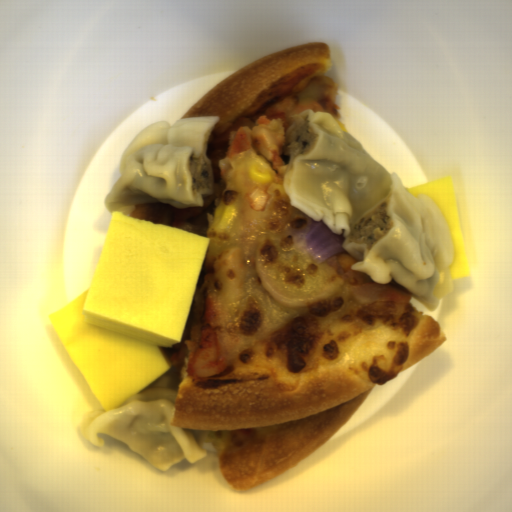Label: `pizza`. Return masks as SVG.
Listing matches in <instances>:
<instances>
[{"mask_svg": "<svg viewBox=\"0 0 512 512\" xmlns=\"http://www.w3.org/2000/svg\"><path fill=\"white\" fill-rule=\"evenodd\" d=\"M256 165L269 185L248 176ZM220 204L237 208L223 232L213 226L201 271L208 275L226 365L199 380L188 357L170 361L179 373L171 426L210 442L232 489L267 483L330 439L374 387L414 366L446 337L412 302L362 303L328 264L297 250L315 220L291 205L284 177L250 150L218 161ZM270 194L254 211L248 192ZM256 249L276 284L294 293L328 290V300L287 307L270 298L255 270Z\"/></svg>", "mask_w": 512, "mask_h": 512, "instance_id": "1", "label": "pizza"}, {"mask_svg": "<svg viewBox=\"0 0 512 512\" xmlns=\"http://www.w3.org/2000/svg\"><path fill=\"white\" fill-rule=\"evenodd\" d=\"M330 72L328 43L306 42L285 48L226 77L183 117L218 116L215 129L240 117L247 116L255 123L266 115L287 127L297 113L321 111L346 131L334 99L338 85Z\"/></svg>", "mask_w": 512, "mask_h": 512, "instance_id": "2", "label": "pizza"}, {"mask_svg": "<svg viewBox=\"0 0 512 512\" xmlns=\"http://www.w3.org/2000/svg\"><path fill=\"white\" fill-rule=\"evenodd\" d=\"M128 217L154 222L171 228L172 205L161 202L136 204Z\"/></svg>", "mask_w": 512, "mask_h": 512, "instance_id": "3", "label": "pizza"}]
</instances>
